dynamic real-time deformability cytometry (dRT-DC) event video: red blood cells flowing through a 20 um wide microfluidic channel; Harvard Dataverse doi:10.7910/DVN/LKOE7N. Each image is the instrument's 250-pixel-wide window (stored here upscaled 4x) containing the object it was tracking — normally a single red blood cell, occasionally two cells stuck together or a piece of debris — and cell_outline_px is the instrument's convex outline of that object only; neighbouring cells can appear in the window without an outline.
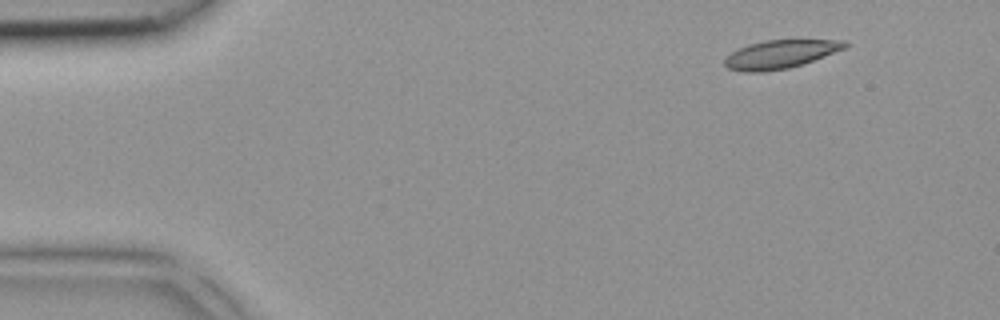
{"species": "common noctule bat (a hibernating species)", "species_latin": "Nyctalus noctula", "temperature_condition": "room temperature", "stored_images_in_passage": 3, "camera_frame_rate_fps": 3000, "um_per_image_px": 0.085, "animal": {"sex": "female", "body_mass_g": 18.4}, "frame": {"image": 1, "passage_image": 1, "time_ms": 0.0, "image_size_px": [1000, 320], "cell_outline_px": [[848, 44], [844, 48], [804, 64], [788, 68], [764, 72], [740, 72], [728, 68], [724, 64], [724, 60], [732, 52], [748, 44], [764, 40], [844, 40]], "centroid_in_image_um": [66.29, 4.62], "position_along_channel_um": 18.7, "area_um2": 19.77}}